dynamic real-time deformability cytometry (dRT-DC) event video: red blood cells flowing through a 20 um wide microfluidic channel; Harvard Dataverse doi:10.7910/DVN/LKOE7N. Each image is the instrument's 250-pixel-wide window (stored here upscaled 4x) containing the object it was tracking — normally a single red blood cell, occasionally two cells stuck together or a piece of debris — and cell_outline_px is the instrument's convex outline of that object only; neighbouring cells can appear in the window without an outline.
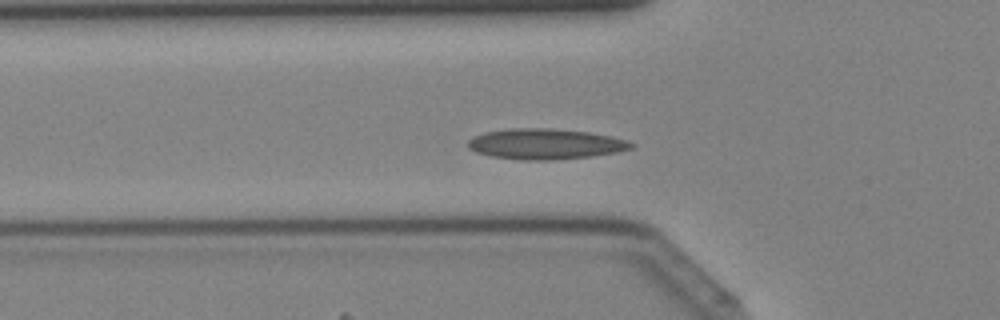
{"species": "Egyptian fruit bat (a non-hibernating species)", "species_latin": "Rousettus aegyptiacus", "temperature_condition": "cold", "stored_images_in_passage": 40, "camera_frame_rate_fps": 3000, "um_per_image_px": 0.085, "animal": {"sex": "female"}, "frame": {"image": 1, "passage_image": 14, "time_ms": 4.333, "image_size_px": [1000, 320], "cell_outline_px": [[636, 144], [632, 148], [616, 152], [592, 156], [552, 160], [524, 160], [492, 156], [476, 152], [468, 148], [468, 140], [472, 136], [484, 132], [508, 128], [552, 128], [588, 132], [612, 136]], "centroid_in_image_um": [46.32, 12.23], "position_along_channel_um": 79.5, "area_um2": 29.13}}
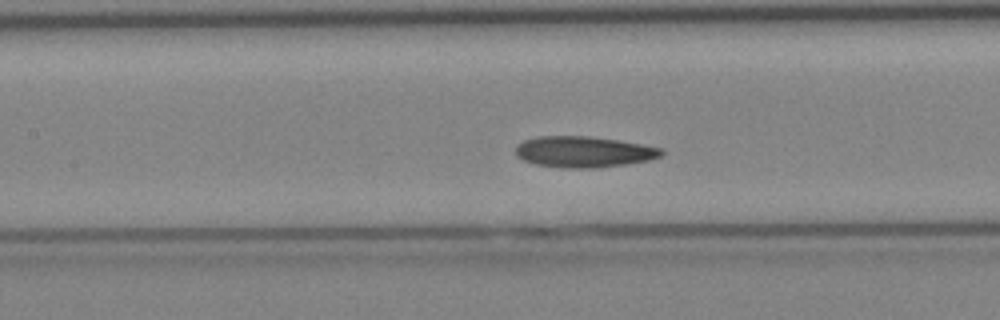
{"frame": {"image": 2, "passage_image": 19, "time_ms": 6.0, "image_size_px": [1000, 320], "cell_outline_px": [[664, 152], [660, 156], [648, 160], [628, 164], [596, 168], [560, 168], [536, 164], [524, 160], [516, 156], [516, 148], [524, 140], [536, 136], [588, 136], [616, 140], [664, 148]], "centroid_in_image_um": [49.62, 12.91], "position_along_channel_um": 157.8, "area_um2": 26.36}}
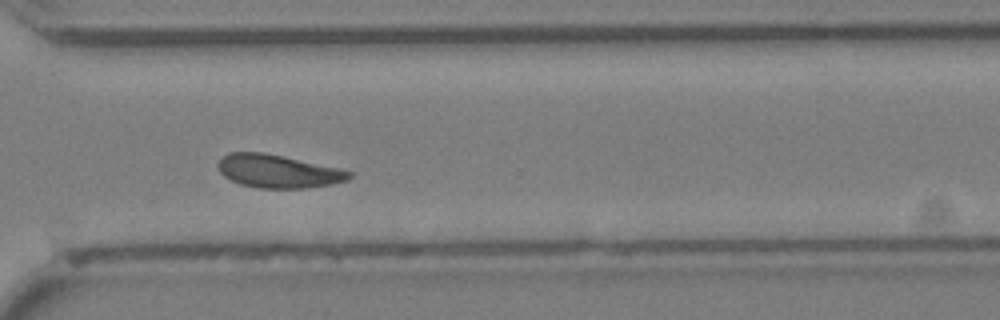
{"frame": {"image": 3, "passage_image": 31, "time_ms": 10.0, "image_size_px": [1000, 320], "cell_outline_px": [[352, 176], [348, 180], [332, 184], [308, 188], [260, 188], [240, 184], [224, 176], [220, 172], [216, 164], [228, 152], [264, 152], [340, 168], [352, 172]], "centroid_in_image_um": [23.65, 14.55], "position_along_channel_um": 347.0, "area_um2": 25.37}}